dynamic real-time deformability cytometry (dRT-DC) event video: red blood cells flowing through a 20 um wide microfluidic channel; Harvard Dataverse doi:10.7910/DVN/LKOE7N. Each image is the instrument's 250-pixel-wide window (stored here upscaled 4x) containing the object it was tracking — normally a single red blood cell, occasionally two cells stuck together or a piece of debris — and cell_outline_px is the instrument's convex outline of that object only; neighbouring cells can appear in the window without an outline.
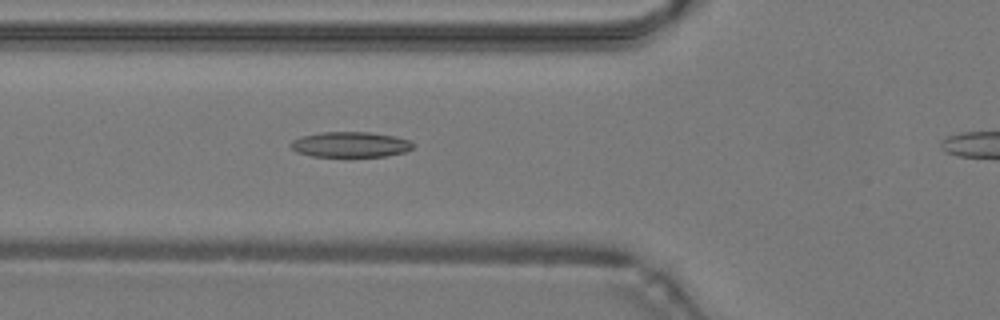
{"species": "common noctule bat (a hibernating species)", "species_latin": "Nyctalus noctula", "temperature_condition": "warm", "stored_images_in_passage": 43, "camera_frame_rate_fps": 3000, "um_per_image_px": 0.085, "animal": {"sex": "male", "body_mass_g": 19.2, "forearm_length_mm": 51.8}, "frame": {"image": 1, "passage_image": 18, "time_ms": 5.667, "image_size_px": [1000, 320], "cell_outline_px": [[416, 144], [412, 148], [404, 152], [384, 156], [348, 160], [312, 156], [296, 152], [288, 144], [292, 140], [304, 136], [320, 132], [368, 132], [396, 136], [408, 140]], "centroid_in_image_um": [29.77, 12.34], "position_along_channel_um": 96.0, "area_um2": 19.07}}
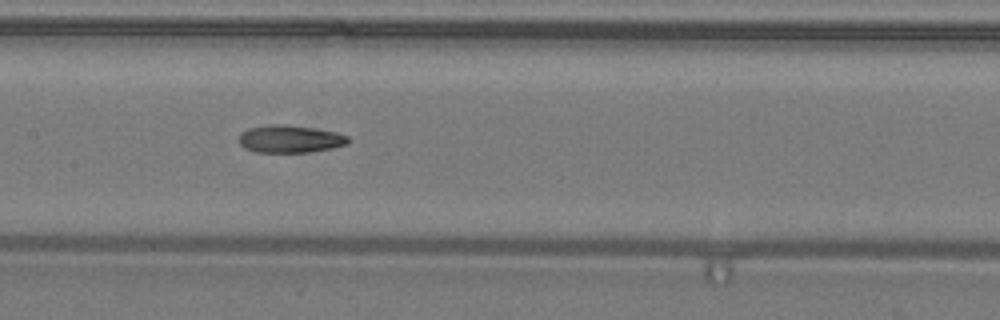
{"frame": {"image": 2, "passage_image": 24, "time_ms": 7.667, "image_size_px": [1000, 320], "cell_outline_px": [[352, 140], [348, 144], [332, 148], [308, 152], [256, 152], [244, 148], [240, 144], [240, 132], [248, 128], [268, 124], [288, 124], [336, 132], [348, 136]], "centroid_in_image_um": [24.66, 11.8], "position_along_channel_um": 182.7, "area_um2": 17.69}}
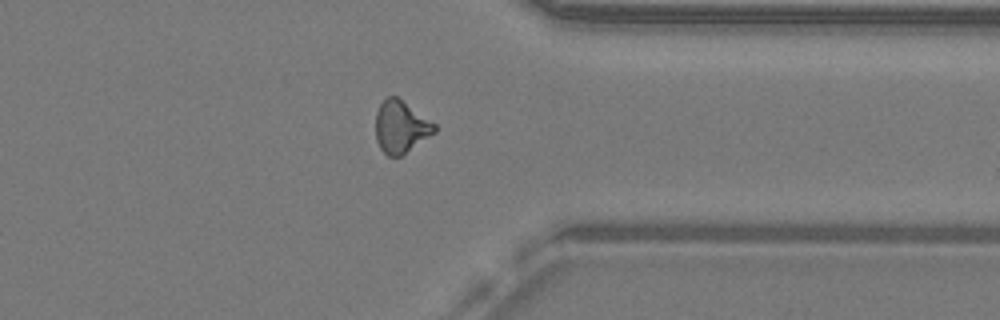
{"frame": {"image": 3, "passage_image": 38, "time_ms": 12.333, "image_size_px": [1000, 320], "cell_outline_px": [[436, 132], [400, 156], [388, 156], [380, 148], [376, 140], [376, 112], [380, 104], [388, 96], [396, 96], [436, 124]], "centroid_in_image_um": [34.06, 10.78], "position_along_channel_um": 377.3, "area_um2": 17.69}, "authors_computed_cell_mechanics": {"area_um2": 18.0336, "velocity_mm_per_s": 4.2965, "shape_relaxation_time_tau1_ms": null, "shape_relaxation_time_tau2_ms": 4.1246, "deformation_change_tau1": null, "deformation_change_tau2": 0.1307}}